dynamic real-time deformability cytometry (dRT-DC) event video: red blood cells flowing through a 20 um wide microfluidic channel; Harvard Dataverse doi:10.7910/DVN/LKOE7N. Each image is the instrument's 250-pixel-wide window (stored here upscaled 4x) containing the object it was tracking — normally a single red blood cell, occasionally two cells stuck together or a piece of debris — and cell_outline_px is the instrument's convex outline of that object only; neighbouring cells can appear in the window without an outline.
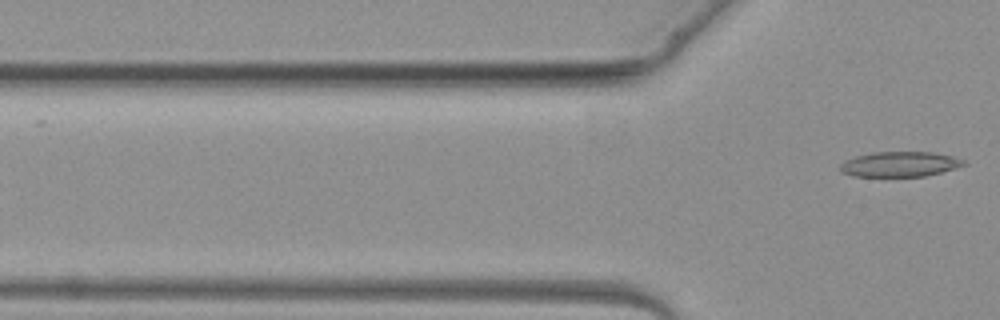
{"species": "common noctule bat (a hibernating species)", "species_latin": "Nyctalus noctula", "temperature_condition": "warm", "stored_images_in_passage": 5, "camera_frame_rate_fps": 3000, "um_per_image_px": 0.085, "animal": {"sex": "female", "body_mass_g": 19.3, "forearm_length_mm": 54.1}, "frame": {"image": 1, "passage_image": 5, "time_ms": 5.0, "image_size_px": [1000, 320], "cell_outline_px": [[968, 164], [956, 168], [924, 176], [852, 176], [844, 172], [840, 168], [840, 164], [856, 156], [872, 152], [932, 152], [952, 156], [964, 160]], "centroid_in_image_um": [76.52, 13.95], "position_along_channel_um": 49.3, "area_um2": 17.86}}